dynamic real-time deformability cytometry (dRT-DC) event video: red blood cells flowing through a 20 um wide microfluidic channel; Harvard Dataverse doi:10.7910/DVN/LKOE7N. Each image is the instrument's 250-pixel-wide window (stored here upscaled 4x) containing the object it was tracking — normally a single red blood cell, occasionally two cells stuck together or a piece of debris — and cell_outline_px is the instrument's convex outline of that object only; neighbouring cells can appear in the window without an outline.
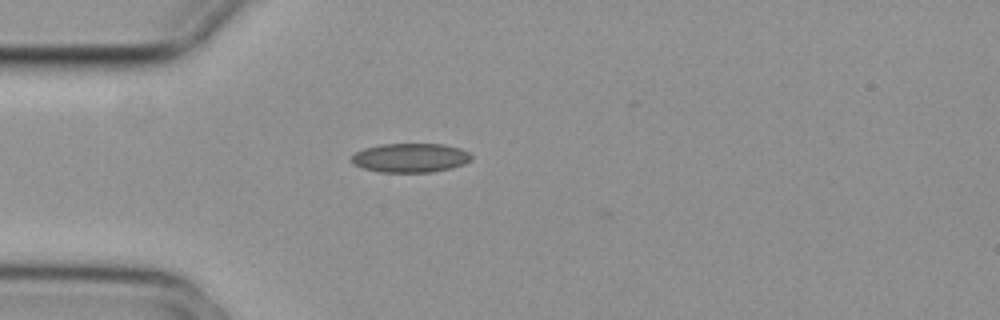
{"species": "common noctule bat (a hibernating species)", "species_latin": "Nyctalus noctula", "temperature_condition": "cold", "stored_images_in_passage": 4, "camera_frame_rate_fps": 3000, "um_per_image_px": 0.085, "animal": {"sex": "female", "body_mass_g": 29.2, "forearm_length_mm": 56.3}, "frame": {"image": 1, "passage_image": 4, "time_ms": 1.0, "image_size_px": [1000, 320], "cell_outline_px": [[472, 160], [464, 164], [452, 168], [432, 172], [380, 172], [364, 168], [356, 164], [352, 160], [352, 156], [356, 152], [364, 148], [380, 144], [444, 144], [460, 148], [468, 152], [472, 156]], "centroid_in_image_um": [34.93, 13.41], "position_along_channel_um": 50.1, "area_um2": 20.29}}